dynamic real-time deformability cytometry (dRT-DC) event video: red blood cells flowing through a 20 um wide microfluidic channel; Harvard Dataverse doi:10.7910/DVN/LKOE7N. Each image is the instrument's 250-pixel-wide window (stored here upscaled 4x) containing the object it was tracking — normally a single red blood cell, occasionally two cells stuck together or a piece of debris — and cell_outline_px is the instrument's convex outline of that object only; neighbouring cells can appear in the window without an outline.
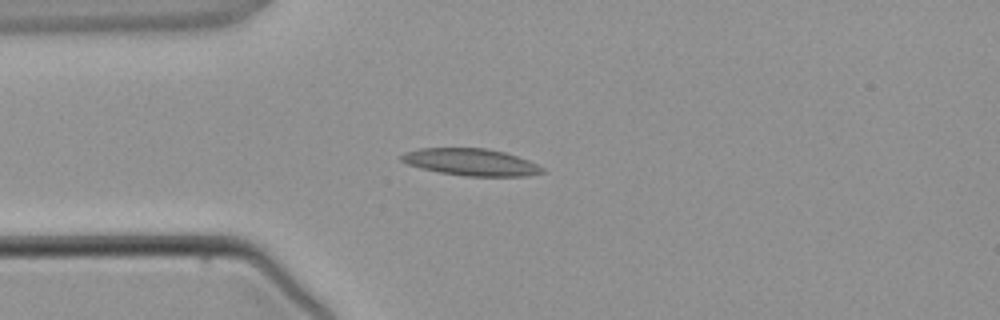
{"species": "common noctule bat (a hibernating species)", "species_latin": "Nyctalus noctula", "temperature_condition": "warm", "stored_images_in_passage": 3, "camera_frame_rate_fps": 3000, "um_per_image_px": 0.085, "animal": {"sex": "male", "body_mass_g": 21.5, "forearm_length_mm": 52.0}, "frame": {"image": 1, "passage_image": 2, "time_ms": 1.333, "image_size_px": [1000, 320], "cell_outline_px": [[544, 172], [528, 176], [464, 176], [440, 172], [420, 168], [408, 164], [400, 160], [400, 156], [404, 152], [420, 148], [488, 148], [504, 152], [528, 160], [544, 168]], "centroid_in_image_um": [40.02, 13.78], "position_along_channel_um": 45.0, "area_um2": 22.14}}
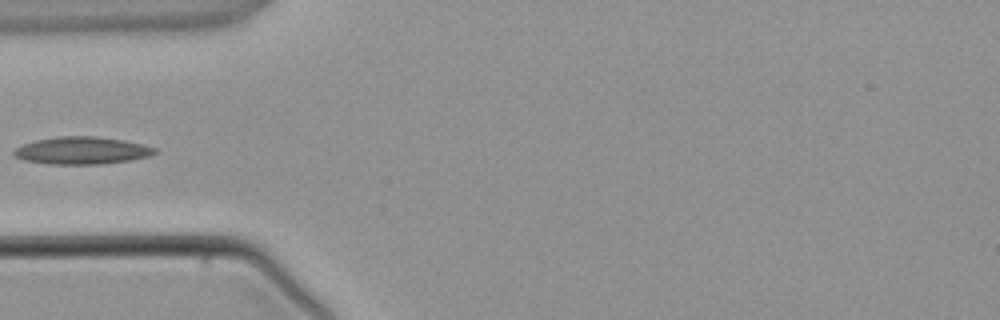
{"frame": {"image": 2, "passage_image": 3, "time_ms": 2.333, "image_size_px": [1000, 320], "cell_outline_px": [[160, 152], [152, 156], [132, 160], [100, 164], [48, 164], [24, 160], [12, 156], [12, 152], [16, 148], [24, 144], [36, 140], [56, 136], [96, 136], [124, 140], [144, 144], [156, 148]], "centroid_in_image_um": [7.01, 12.79], "position_along_channel_um": 78.0, "area_um2": 22.83}}